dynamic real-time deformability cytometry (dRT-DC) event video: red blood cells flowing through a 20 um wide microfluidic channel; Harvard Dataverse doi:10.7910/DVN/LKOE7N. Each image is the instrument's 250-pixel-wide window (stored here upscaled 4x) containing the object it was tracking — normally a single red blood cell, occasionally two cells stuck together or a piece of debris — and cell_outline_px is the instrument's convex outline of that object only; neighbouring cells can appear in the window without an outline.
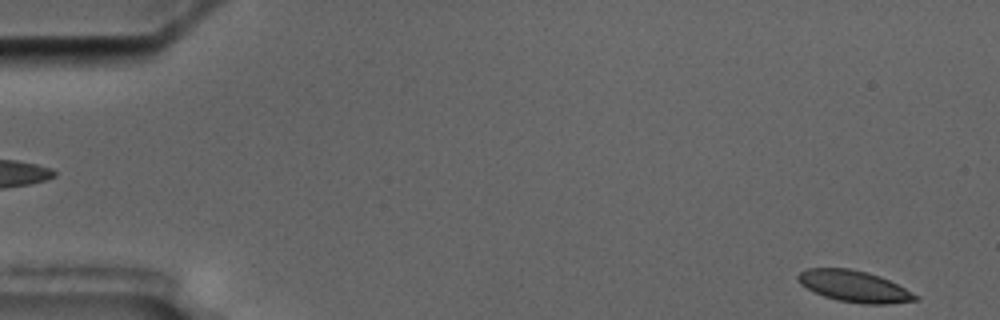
{"species": "common noctule bat (a hibernating species)", "species_latin": "Nyctalus noctula", "temperature_condition": "cold", "stored_images_in_passage": 6, "segment_of_instrument_passage": [2, 2], "camera_frame_rate_fps": 3000, "um_per_image_px": 0.085, "animal": {"sex": "male", "body_mass_g": 17.5, "forearm_length_mm": 52.3}, "frame": {"image": 1, "passage_image": 6, "time_ms": 6.667, "image_size_px": [1000, 320], "cell_outline_px": [[920, 300], [888, 304], [864, 304], [836, 300], [824, 296], [800, 284], [796, 276], [800, 272], [808, 268], [848, 268], [868, 272], [880, 276], [920, 296]], "centroid_in_image_um": [72.63, 24.34], "position_along_channel_um": 12.4, "area_um2": 21.44}}